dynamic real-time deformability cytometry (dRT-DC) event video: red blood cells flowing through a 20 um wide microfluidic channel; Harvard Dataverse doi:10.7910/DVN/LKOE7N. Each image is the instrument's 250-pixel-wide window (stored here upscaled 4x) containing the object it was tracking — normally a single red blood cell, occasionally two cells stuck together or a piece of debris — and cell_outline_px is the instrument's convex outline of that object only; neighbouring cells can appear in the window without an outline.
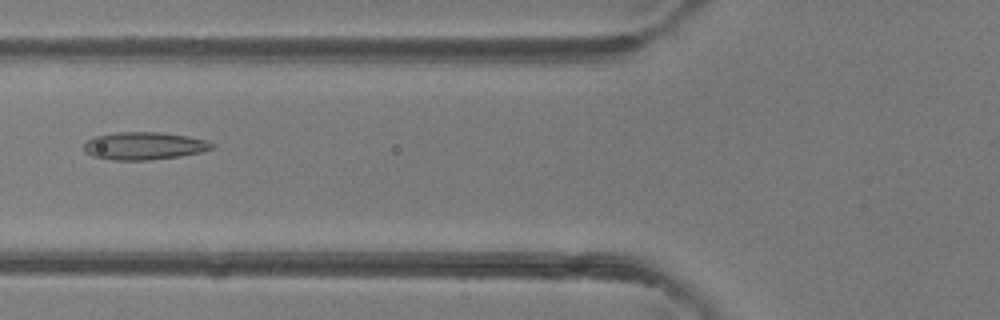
{"species": "common noctule bat (a hibernating species)", "species_latin": "Nyctalus noctula", "temperature_condition": "room temperature", "stored_images_in_passage": 30, "camera_frame_rate_fps": 3000, "um_per_image_px": 0.085, "animal": {"sex": "female"}, "frame": {"image": 1, "passage_image": 9, "time_ms": 2.667, "image_size_px": [1000, 320], "cell_outline_px": [[216, 148], [200, 152], [180, 156], [148, 160], [112, 160], [92, 156], [84, 152], [84, 144], [88, 140], [96, 136], [116, 132], [160, 132], [188, 136], [204, 140], [216, 144]], "centroid_in_image_um": [12.26, 12.4], "position_along_channel_um": 113.5, "area_um2": 20.69}}
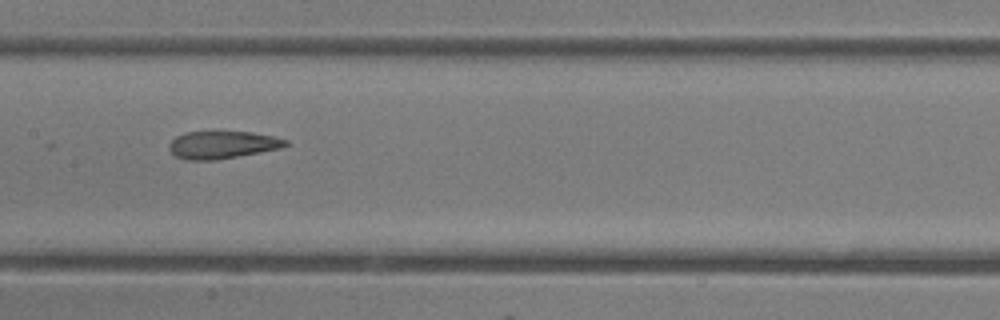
{"frame": {"image": 2, "passage_image": 14, "time_ms": 4.333, "image_size_px": [1000, 320], "cell_outline_px": [[288, 144], [280, 148], [260, 152], [216, 160], [184, 160], [176, 156], [168, 148], [168, 144], [176, 136], [184, 132], [252, 132], [272, 136], [288, 140]], "centroid_in_image_um": [18.86, 12.31], "position_along_channel_um": 188.5, "area_um2": 18.61}}
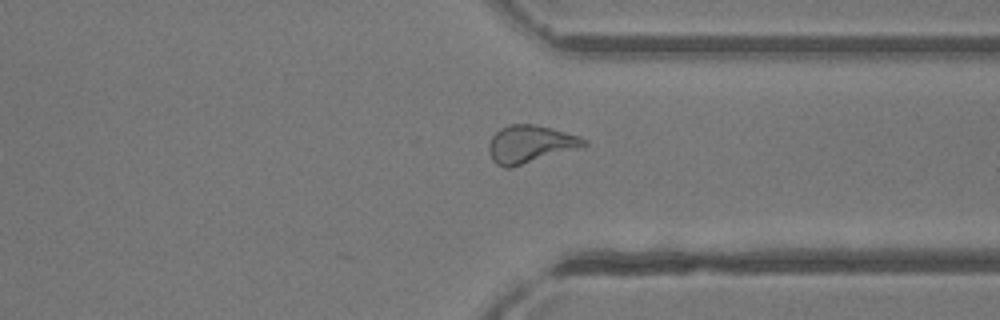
{"frame": {"image": 3, "passage_image": 26, "time_ms": 8.333, "image_size_px": [1000, 320], "cell_outline_px": [[588, 144], [576, 148], [512, 168], [504, 168], [496, 164], [492, 160], [488, 148], [488, 144], [492, 136], [500, 128], [512, 124], [536, 124], [552, 128], [580, 136], [588, 140]], "centroid_in_image_um": [45.03, 12.25], "position_along_channel_um": 366.4, "area_um2": 20.81}}